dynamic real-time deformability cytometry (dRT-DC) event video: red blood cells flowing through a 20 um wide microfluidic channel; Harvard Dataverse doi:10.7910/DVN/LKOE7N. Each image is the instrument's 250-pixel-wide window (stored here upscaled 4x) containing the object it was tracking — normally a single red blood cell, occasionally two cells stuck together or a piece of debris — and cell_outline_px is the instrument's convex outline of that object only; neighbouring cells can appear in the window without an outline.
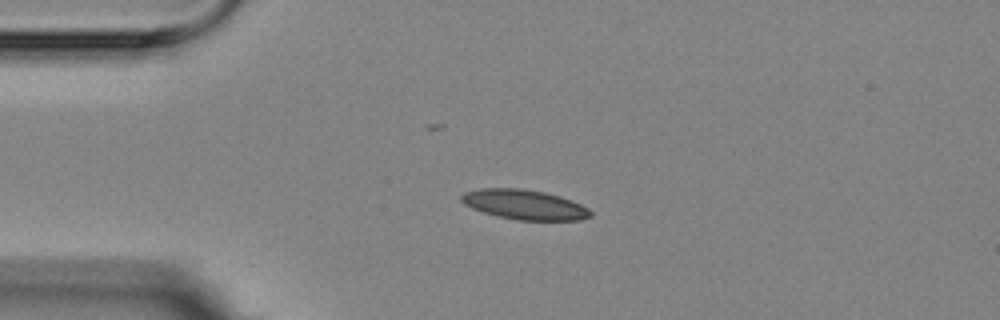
{"species": "Egyptian fruit bat (a non-hibernating species)", "species_latin": "Rousettus aegyptiacus", "temperature_condition": "room temperature", "stored_images_in_passage": 2, "camera_frame_rate_fps": 3000, "um_per_image_px": 0.085, "animal": {"sex": "female"}, "frame": {"image": 1, "passage_image": 1, "time_ms": 0.0, "image_size_px": [1000, 320], "cell_outline_px": [[592, 216], [580, 220], [516, 220], [484, 212], [472, 208], [464, 204], [460, 200], [460, 196], [464, 192], [480, 188], [524, 188], [544, 192], [560, 196], [580, 204], [588, 208], [592, 212]], "centroid_in_image_um": [44.57, 17.38], "position_along_channel_um": 40.4, "area_um2": 22.43}}